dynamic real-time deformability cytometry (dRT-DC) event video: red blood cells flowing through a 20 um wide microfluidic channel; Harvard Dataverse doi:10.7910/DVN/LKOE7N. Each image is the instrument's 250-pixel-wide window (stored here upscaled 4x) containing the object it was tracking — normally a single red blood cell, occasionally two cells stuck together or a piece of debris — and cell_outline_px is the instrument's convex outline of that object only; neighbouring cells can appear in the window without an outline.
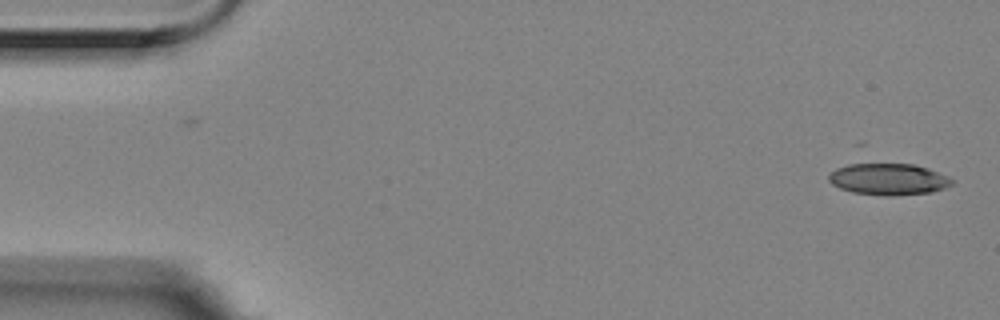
{"species": "Egyptian fruit bat (a non-hibernating species)", "species_latin": "Rousettus aegyptiacus", "temperature_condition": "room temperature", "stored_images_in_passage": 4, "camera_frame_rate_fps": 3000, "um_per_image_px": 0.085, "animal": {"sex": "female"}, "frame": {"image": 1, "passage_image": 1, "time_ms": 0.0, "image_size_px": [1000, 320], "cell_outline_px": [[952, 184], [944, 188], [932, 192], [896, 196], [884, 196], [852, 192], [840, 188], [832, 184], [828, 180], [828, 176], [836, 168], [856, 160], [864, 160], [912, 164], [928, 168], [948, 176], [952, 180]], "centroid_in_image_um": [75.45, 15.18], "position_along_channel_um": 9.6, "area_um2": 23.76}}
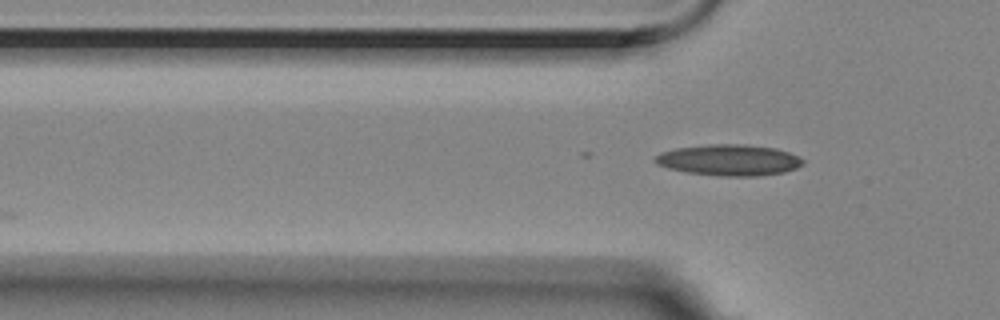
{"frame": {"image": 2, "passage_image": 4, "time_ms": 1.0, "image_size_px": [1000, 320], "cell_outline_px": [[804, 164], [796, 168], [784, 172], [756, 176], [716, 176], [688, 172], [668, 168], [656, 164], [652, 160], [660, 152], [676, 148], [708, 144], [748, 144], [776, 148], [788, 152], [804, 160]], "centroid_in_image_um": [61.95, 13.6], "position_along_channel_um": 63.8, "area_um2": 26.93}}